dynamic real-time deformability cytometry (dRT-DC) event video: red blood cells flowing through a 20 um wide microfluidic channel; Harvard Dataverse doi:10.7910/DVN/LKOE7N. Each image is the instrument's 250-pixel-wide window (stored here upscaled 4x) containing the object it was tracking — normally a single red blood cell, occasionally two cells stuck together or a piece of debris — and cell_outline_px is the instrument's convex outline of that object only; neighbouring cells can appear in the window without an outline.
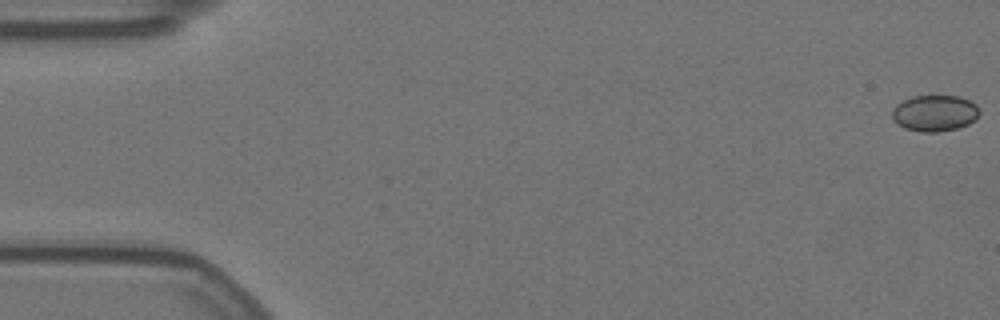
{"species": "Egyptian fruit bat (a non-hibernating species)", "species_latin": "Rousettus aegyptiacus", "temperature_condition": "warm", "stored_images_in_passage": 57, "camera_frame_rate_fps": 3000, "um_per_image_px": 0.085, "animal": {"sex": "female"}, "frame": {"image": 1, "passage_image": 1, "time_ms": 0.0, "image_size_px": [1000, 320], "cell_outline_px": [[980, 112], [976, 120], [968, 124], [956, 128], [940, 132], [920, 132], [904, 128], [892, 120], [892, 108], [896, 104], [912, 96], [960, 96], [976, 104], [980, 108]], "centroid_in_image_um": [79.45, 9.62], "position_along_channel_um": 5.6, "area_um2": 18.67}}
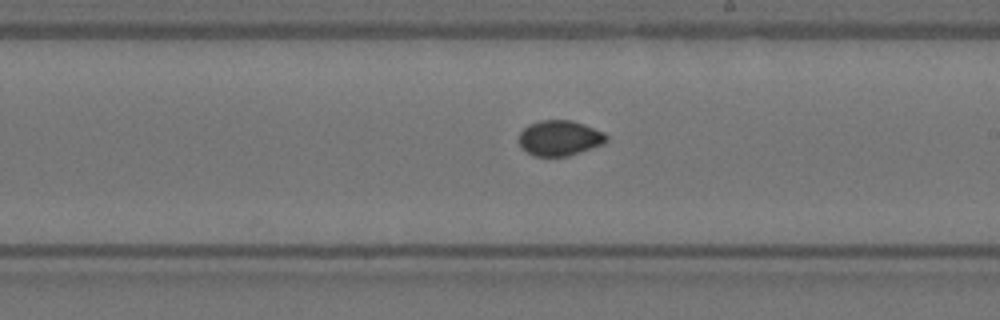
{"frame": {"image": 2, "passage_image": 33, "time_ms": 10.667, "image_size_px": [1000, 320], "cell_outline_px": [[608, 140], [604, 144], [568, 156], [532, 156], [520, 148], [520, 132], [528, 124], [540, 120], [572, 120], [584, 124], [604, 132], [608, 136]], "centroid_in_image_um": [47.57, 11.73], "position_along_channel_um": 241.4, "area_um2": 18.21}}
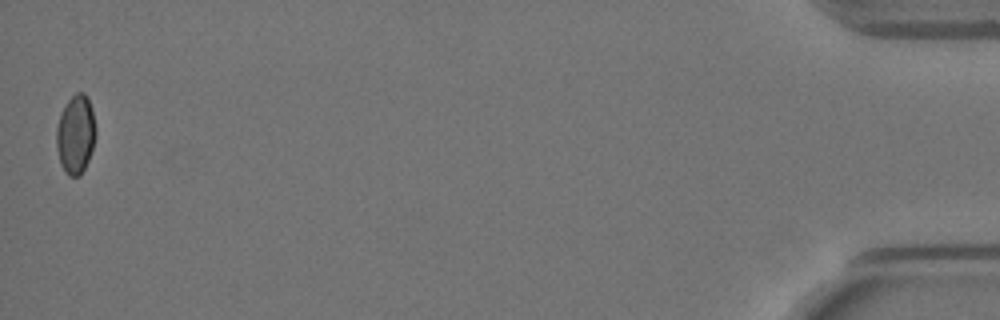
{"frame": {"image": 3, "passage_image": 57, "time_ms": 18.667, "image_size_px": [1000, 320], "cell_outline_px": [[96, 136], [88, 160], [80, 176], [68, 176], [64, 172], [60, 164], [56, 148], [56, 128], [60, 112], [68, 100], [76, 92], [84, 92], [88, 96], [92, 108], [96, 128]], "centroid_in_image_um": [6.42, 11.41], "position_along_channel_um": 428.8, "area_um2": 18.38}}